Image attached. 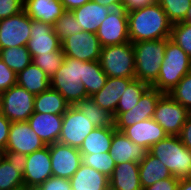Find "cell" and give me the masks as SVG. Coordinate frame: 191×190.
<instances>
[{
  "label": "cell",
  "instance_id": "obj_1",
  "mask_svg": "<svg viewBox=\"0 0 191 190\" xmlns=\"http://www.w3.org/2000/svg\"><path fill=\"white\" fill-rule=\"evenodd\" d=\"M127 16L131 43L171 37L173 24L159 3L131 11Z\"/></svg>",
  "mask_w": 191,
  "mask_h": 190
},
{
  "label": "cell",
  "instance_id": "obj_2",
  "mask_svg": "<svg viewBox=\"0 0 191 190\" xmlns=\"http://www.w3.org/2000/svg\"><path fill=\"white\" fill-rule=\"evenodd\" d=\"M171 38L132 43L135 58V79L151 86L158 78L165 57V48Z\"/></svg>",
  "mask_w": 191,
  "mask_h": 190
},
{
  "label": "cell",
  "instance_id": "obj_3",
  "mask_svg": "<svg viewBox=\"0 0 191 190\" xmlns=\"http://www.w3.org/2000/svg\"><path fill=\"white\" fill-rule=\"evenodd\" d=\"M190 72L191 58L170 39L158 78L151 86L162 93H169Z\"/></svg>",
  "mask_w": 191,
  "mask_h": 190
},
{
  "label": "cell",
  "instance_id": "obj_4",
  "mask_svg": "<svg viewBox=\"0 0 191 190\" xmlns=\"http://www.w3.org/2000/svg\"><path fill=\"white\" fill-rule=\"evenodd\" d=\"M148 152L160 159L174 177L191 178V150L183 145L179 136L168 135Z\"/></svg>",
  "mask_w": 191,
  "mask_h": 190
},
{
  "label": "cell",
  "instance_id": "obj_5",
  "mask_svg": "<svg viewBox=\"0 0 191 190\" xmlns=\"http://www.w3.org/2000/svg\"><path fill=\"white\" fill-rule=\"evenodd\" d=\"M84 61L65 57L64 63L50 79V87L58 91L69 105L89 98L82 85Z\"/></svg>",
  "mask_w": 191,
  "mask_h": 190
},
{
  "label": "cell",
  "instance_id": "obj_6",
  "mask_svg": "<svg viewBox=\"0 0 191 190\" xmlns=\"http://www.w3.org/2000/svg\"><path fill=\"white\" fill-rule=\"evenodd\" d=\"M100 65L108 77L135 79V58L132 43L104 46Z\"/></svg>",
  "mask_w": 191,
  "mask_h": 190
},
{
  "label": "cell",
  "instance_id": "obj_7",
  "mask_svg": "<svg viewBox=\"0 0 191 190\" xmlns=\"http://www.w3.org/2000/svg\"><path fill=\"white\" fill-rule=\"evenodd\" d=\"M190 111L175 101L168 93H163L156 105L153 119L170 136H179Z\"/></svg>",
  "mask_w": 191,
  "mask_h": 190
},
{
  "label": "cell",
  "instance_id": "obj_8",
  "mask_svg": "<svg viewBox=\"0 0 191 190\" xmlns=\"http://www.w3.org/2000/svg\"><path fill=\"white\" fill-rule=\"evenodd\" d=\"M34 99L35 95L16 84L2 93V114L10 122L28 121L34 113Z\"/></svg>",
  "mask_w": 191,
  "mask_h": 190
},
{
  "label": "cell",
  "instance_id": "obj_9",
  "mask_svg": "<svg viewBox=\"0 0 191 190\" xmlns=\"http://www.w3.org/2000/svg\"><path fill=\"white\" fill-rule=\"evenodd\" d=\"M45 146L27 121L11 122L5 154L22 158Z\"/></svg>",
  "mask_w": 191,
  "mask_h": 190
},
{
  "label": "cell",
  "instance_id": "obj_10",
  "mask_svg": "<svg viewBox=\"0 0 191 190\" xmlns=\"http://www.w3.org/2000/svg\"><path fill=\"white\" fill-rule=\"evenodd\" d=\"M94 129L95 126L90 120L75 105H70L63 114V123L58 142L79 149L85 137Z\"/></svg>",
  "mask_w": 191,
  "mask_h": 190
},
{
  "label": "cell",
  "instance_id": "obj_11",
  "mask_svg": "<svg viewBox=\"0 0 191 190\" xmlns=\"http://www.w3.org/2000/svg\"><path fill=\"white\" fill-rule=\"evenodd\" d=\"M32 19L21 13L0 20V49L26 46L31 35Z\"/></svg>",
  "mask_w": 191,
  "mask_h": 190
},
{
  "label": "cell",
  "instance_id": "obj_12",
  "mask_svg": "<svg viewBox=\"0 0 191 190\" xmlns=\"http://www.w3.org/2000/svg\"><path fill=\"white\" fill-rule=\"evenodd\" d=\"M65 57L79 61H99L102 46L95 33L82 31L61 42Z\"/></svg>",
  "mask_w": 191,
  "mask_h": 190
},
{
  "label": "cell",
  "instance_id": "obj_13",
  "mask_svg": "<svg viewBox=\"0 0 191 190\" xmlns=\"http://www.w3.org/2000/svg\"><path fill=\"white\" fill-rule=\"evenodd\" d=\"M163 93L150 86L141 96L138 104L130 111L124 113H115L114 127L122 131L125 127L132 126L137 122L151 119L154 116L156 105Z\"/></svg>",
  "mask_w": 191,
  "mask_h": 190
},
{
  "label": "cell",
  "instance_id": "obj_14",
  "mask_svg": "<svg viewBox=\"0 0 191 190\" xmlns=\"http://www.w3.org/2000/svg\"><path fill=\"white\" fill-rule=\"evenodd\" d=\"M102 47L129 42L127 12L123 8L112 9L96 32Z\"/></svg>",
  "mask_w": 191,
  "mask_h": 190
},
{
  "label": "cell",
  "instance_id": "obj_15",
  "mask_svg": "<svg viewBox=\"0 0 191 190\" xmlns=\"http://www.w3.org/2000/svg\"><path fill=\"white\" fill-rule=\"evenodd\" d=\"M49 153L54 177L70 179L82 164V154L78 148L56 142L49 145Z\"/></svg>",
  "mask_w": 191,
  "mask_h": 190
},
{
  "label": "cell",
  "instance_id": "obj_16",
  "mask_svg": "<svg viewBox=\"0 0 191 190\" xmlns=\"http://www.w3.org/2000/svg\"><path fill=\"white\" fill-rule=\"evenodd\" d=\"M22 159L25 163V170L23 174L24 187H38L48 178L53 176L49 145L22 157Z\"/></svg>",
  "mask_w": 191,
  "mask_h": 190
},
{
  "label": "cell",
  "instance_id": "obj_17",
  "mask_svg": "<svg viewBox=\"0 0 191 190\" xmlns=\"http://www.w3.org/2000/svg\"><path fill=\"white\" fill-rule=\"evenodd\" d=\"M26 47L33 58L61 50V42L54 32L53 25L32 19L31 35Z\"/></svg>",
  "mask_w": 191,
  "mask_h": 190
},
{
  "label": "cell",
  "instance_id": "obj_18",
  "mask_svg": "<svg viewBox=\"0 0 191 190\" xmlns=\"http://www.w3.org/2000/svg\"><path fill=\"white\" fill-rule=\"evenodd\" d=\"M122 132L132 142L141 145L147 150L168 136L163 127L153 118L137 122L129 127H125Z\"/></svg>",
  "mask_w": 191,
  "mask_h": 190
},
{
  "label": "cell",
  "instance_id": "obj_19",
  "mask_svg": "<svg viewBox=\"0 0 191 190\" xmlns=\"http://www.w3.org/2000/svg\"><path fill=\"white\" fill-rule=\"evenodd\" d=\"M147 152V149L132 142L122 131L113 133L109 153L116 165L130 161L140 163Z\"/></svg>",
  "mask_w": 191,
  "mask_h": 190
},
{
  "label": "cell",
  "instance_id": "obj_20",
  "mask_svg": "<svg viewBox=\"0 0 191 190\" xmlns=\"http://www.w3.org/2000/svg\"><path fill=\"white\" fill-rule=\"evenodd\" d=\"M27 122L46 146L58 142L63 115L33 113Z\"/></svg>",
  "mask_w": 191,
  "mask_h": 190
},
{
  "label": "cell",
  "instance_id": "obj_21",
  "mask_svg": "<svg viewBox=\"0 0 191 190\" xmlns=\"http://www.w3.org/2000/svg\"><path fill=\"white\" fill-rule=\"evenodd\" d=\"M25 163L22 158L0 154V190H17L24 187Z\"/></svg>",
  "mask_w": 191,
  "mask_h": 190
},
{
  "label": "cell",
  "instance_id": "obj_22",
  "mask_svg": "<svg viewBox=\"0 0 191 190\" xmlns=\"http://www.w3.org/2000/svg\"><path fill=\"white\" fill-rule=\"evenodd\" d=\"M133 80L134 79L130 78L108 77L104 87L90 98L98 106L106 109L114 115L119 99Z\"/></svg>",
  "mask_w": 191,
  "mask_h": 190
},
{
  "label": "cell",
  "instance_id": "obj_23",
  "mask_svg": "<svg viewBox=\"0 0 191 190\" xmlns=\"http://www.w3.org/2000/svg\"><path fill=\"white\" fill-rule=\"evenodd\" d=\"M24 11L33 20L54 25L66 10L61 0H24Z\"/></svg>",
  "mask_w": 191,
  "mask_h": 190
},
{
  "label": "cell",
  "instance_id": "obj_24",
  "mask_svg": "<svg viewBox=\"0 0 191 190\" xmlns=\"http://www.w3.org/2000/svg\"><path fill=\"white\" fill-rule=\"evenodd\" d=\"M112 9L99 3L89 1L81 7L72 10L76 21L83 31L95 33Z\"/></svg>",
  "mask_w": 191,
  "mask_h": 190
},
{
  "label": "cell",
  "instance_id": "obj_25",
  "mask_svg": "<svg viewBox=\"0 0 191 190\" xmlns=\"http://www.w3.org/2000/svg\"><path fill=\"white\" fill-rule=\"evenodd\" d=\"M109 187L115 190H143L139 178V163L130 161L116 165L109 178Z\"/></svg>",
  "mask_w": 191,
  "mask_h": 190
},
{
  "label": "cell",
  "instance_id": "obj_26",
  "mask_svg": "<svg viewBox=\"0 0 191 190\" xmlns=\"http://www.w3.org/2000/svg\"><path fill=\"white\" fill-rule=\"evenodd\" d=\"M72 190H107L109 178L83 163L69 179Z\"/></svg>",
  "mask_w": 191,
  "mask_h": 190
},
{
  "label": "cell",
  "instance_id": "obj_27",
  "mask_svg": "<svg viewBox=\"0 0 191 190\" xmlns=\"http://www.w3.org/2000/svg\"><path fill=\"white\" fill-rule=\"evenodd\" d=\"M173 175L160 159L154 157L149 152L139 163V178L142 189L153 185L155 182L172 177Z\"/></svg>",
  "mask_w": 191,
  "mask_h": 190
},
{
  "label": "cell",
  "instance_id": "obj_28",
  "mask_svg": "<svg viewBox=\"0 0 191 190\" xmlns=\"http://www.w3.org/2000/svg\"><path fill=\"white\" fill-rule=\"evenodd\" d=\"M16 84L25 88L29 93L38 95L50 87V79L32 62L17 74Z\"/></svg>",
  "mask_w": 191,
  "mask_h": 190
},
{
  "label": "cell",
  "instance_id": "obj_29",
  "mask_svg": "<svg viewBox=\"0 0 191 190\" xmlns=\"http://www.w3.org/2000/svg\"><path fill=\"white\" fill-rule=\"evenodd\" d=\"M69 106L65 98L51 87L35 95L34 113L63 115Z\"/></svg>",
  "mask_w": 191,
  "mask_h": 190
},
{
  "label": "cell",
  "instance_id": "obj_30",
  "mask_svg": "<svg viewBox=\"0 0 191 190\" xmlns=\"http://www.w3.org/2000/svg\"><path fill=\"white\" fill-rule=\"evenodd\" d=\"M115 127H95L83 140L81 154L109 152Z\"/></svg>",
  "mask_w": 191,
  "mask_h": 190
},
{
  "label": "cell",
  "instance_id": "obj_31",
  "mask_svg": "<svg viewBox=\"0 0 191 190\" xmlns=\"http://www.w3.org/2000/svg\"><path fill=\"white\" fill-rule=\"evenodd\" d=\"M95 127H114V116L106 109L98 106L90 97L75 104Z\"/></svg>",
  "mask_w": 191,
  "mask_h": 190
},
{
  "label": "cell",
  "instance_id": "obj_32",
  "mask_svg": "<svg viewBox=\"0 0 191 190\" xmlns=\"http://www.w3.org/2000/svg\"><path fill=\"white\" fill-rule=\"evenodd\" d=\"M107 78L99 61H84L83 80L81 81L88 97L100 91L106 84Z\"/></svg>",
  "mask_w": 191,
  "mask_h": 190
},
{
  "label": "cell",
  "instance_id": "obj_33",
  "mask_svg": "<svg viewBox=\"0 0 191 190\" xmlns=\"http://www.w3.org/2000/svg\"><path fill=\"white\" fill-rule=\"evenodd\" d=\"M0 57L16 75L32 63V57L26 46L0 49Z\"/></svg>",
  "mask_w": 191,
  "mask_h": 190
},
{
  "label": "cell",
  "instance_id": "obj_34",
  "mask_svg": "<svg viewBox=\"0 0 191 190\" xmlns=\"http://www.w3.org/2000/svg\"><path fill=\"white\" fill-rule=\"evenodd\" d=\"M150 86L142 82L138 79H134L125 90L122 97L119 99L116 112L115 113H124L130 111L134 108L138 101L140 100L142 94L149 88Z\"/></svg>",
  "mask_w": 191,
  "mask_h": 190
},
{
  "label": "cell",
  "instance_id": "obj_35",
  "mask_svg": "<svg viewBox=\"0 0 191 190\" xmlns=\"http://www.w3.org/2000/svg\"><path fill=\"white\" fill-rule=\"evenodd\" d=\"M82 163L92 167L108 178L111 177L113 170L116 167L115 161L111 158L109 152L82 154Z\"/></svg>",
  "mask_w": 191,
  "mask_h": 190
},
{
  "label": "cell",
  "instance_id": "obj_36",
  "mask_svg": "<svg viewBox=\"0 0 191 190\" xmlns=\"http://www.w3.org/2000/svg\"><path fill=\"white\" fill-rule=\"evenodd\" d=\"M65 54L63 50H56L45 55L32 58V62L38 66L51 79L64 63Z\"/></svg>",
  "mask_w": 191,
  "mask_h": 190
},
{
  "label": "cell",
  "instance_id": "obj_37",
  "mask_svg": "<svg viewBox=\"0 0 191 190\" xmlns=\"http://www.w3.org/2000/svg\"><path fill=\"white\" fill-rule=\"evenodd\" d=\"M53 29L60 42L72 34L74 35L83 31L72 11H65L54 23Z\"/></svg>",
  "mask_w": 191,
  "mask_h": 190
},
{
  "label": "cell",
  "instance_id": "obj_38",
  "mask_svg": "<svg viewBox=\"0 0 191 190\" xmlns=\"http://www.w3.org/2000/svg\"><path fill=\"white\" fill-rule=\"evenodd\" d=\"M191 0H160L159 5L167 14L172 24L183 22L186 18Z\"/></svg>",
  "mask_w": 191,
  "mask_h": 190
},
{
  "label": "cell",
  "instance_id": "obj_39",
  "mask_svg": "<svg viewBox=\"0 0 191 190\" xmlns=\"http://www.w3.org/2000/svg\"><path fill=\"white\" fill-rule=\"evenodd\" d=\"M170 38L191 58V25L184 22L173 24Z\"/></svg>",
  "mask_w": 191,
  "mask_h": 190
},
{
  "label": "cell",
  "instance_id": "obj_40",
  "mask_svg": "<svg viewBox=\"0 0 191 190\" xmlns=\"http://www.w3.org/2000/svg\"><path fill=\"white\" fill-rule=\"evenodd\" d=\"M168 94L191 112V72L186 74Z\"/></svg>",
  "mask_w": 191,
  "mask_h": 190
},
{
  "label": "cell",
  "instance_id": "obj_41",
  "mask_svg": "<svg viewBox=\"0 0 191 190\" xmlns=\"http://www.w3.org/2000/svg\"><path fill=\"white\" fill-rule=\"evenodd\" d=\"M24 0H0V20L21 13Z\"/></svg>",
  "mask_w": 191,
  "mask_h": 190
},
{
  "label": "cell",
  "instance_id": "obj_42",
  "mask_svg": "<svg viewBox=\"0 0 191 190\" xmlns=\"http://www.w3.org/2000/svg\"><path fill=\"white\" fill-rule=\"evenodd\" d=\"M17 75L11 70L0 57V91L8 90L16 85Z\"/></svg>",
  "mask_w": 191,
  "mask_h": 190
},
{
  "label": "cell",
  "instance_id": "obj_43",
  "mask_svg": "<svg viewBox=\"0 0 191 190\" xmlns=\"http://www.w3.org/2000/svg\"><path fill=\"white\" fill-rule=\"evenodd\" d=\"M37 188L39 190H72L69 179L54 176L48 178Z\"/></svg>",
  "mask_w": 191,
  "mask_h": 190
},
{
  "label": "cell",
  "instance_id": "obj_44",
  "mask_svg": "<svg viewBox=\"0 0 191 190\" xmlns=\"http://www.w3.org/2000/svg\"><path fill=\"white\" fill-rule=\"evenodd\" d=\"M179 181V178L172 176L166 179H161L143 190H177Z\"/></svg>",
  "mask_w": 191,
  "mask_h": 190
},
{
  "label": "cell",
  "instance_id": "obj_45",
  "mask_svg": "<svg viewBox=\"0 0 191 190\" xmlns=\"http://www.w3.org/2000/svg\"><path fill=\"white\" fill-rule=\"evenodd\" d=\"M10 126L11 122L2 113H0V154L5 152Z\"/></svg>",
  "mask_w": 191,
  "mask_h": 190
},
{
  "label": "cell",
  "instance_id": "obj_46",
  "mask_svg": "<svg viewBox=\"0 0 191 190\" xmlns=\"http://www.w3.org/2000/svg\"><path fill=\"white\" fill-rule=\"evenodd\" d=\"M155 3V0H121V8L129 13Z\"/></svg>",
  "mask_w": 191,
  "mask_h": 190
},
{
  "label": "cell",
  "instance_id": "obj_47",
  "mask_svg": "<svg viewBox=\"0 0 191 190\" xmlns=\"http://www.w3.org/2000/svg\"><path fill=\"white\" fill-rule=\"evenodd\" d=\"M179 137L183 145L191 150V112L189 113L187 120L182 127Z\"/></svg>",
  "mask_w": 191,
  "mask_h": 190
},
{
  "label": "cell",
  "instance_id": "obj_48",
  "mask_svg": "<svg viewBox=\"0 0 191 190\" xmlns=\"http://www.w3.org/2000/svg\"><path fill=\"white\" fill-rule=\"evenodd\" d=\"M89 1L91 0H61L66 11H72L73 9L81 7Z\"/></svg>",
  "mask_w": 191,
  "mask_h": 190
},
{
  "label": "cell",
  "instance_id": "obj_49",
  "mask_svg": "<svg viewBox=\"0 0 191 190\" xmlns=\"http://www.w3.org/2000/svg\"><path fill=\"white\" fill-rule=\"evenodd\" d=\"M95 3H99L102 6H107L111 9H116L121 7V0H91Z\"/></svg>",
  "mask_w": 191,
  "mask_h": 190
},
{
  "label": "cell",
  "instance_id": "obj_50",
  "mask_svg": "<svg viewBox=\"0 0 191 190\" xmlns=\"http://www.w3.org/2000/svg\"><path fill=\"white\" fill-rule=\"evenodd\" d=\"M177 190H191V178H181Z\"/></svg>",
  "mask_w": 191,
  "mask_h": 190
},
{
  "label": "cell",
  "instance_id": "obj_51",
  "mask_svg": "<svg viewBox=\"0 0 191 190\" xmlns=\"http://www.w3.org/2000/svg\"><path fill=\"white\" fill-rule=\"evenodd\" d=\"M183 22H184L185 24H187V25H191V4H190V7H189V9H188L186 18H185V20H184Z\"/></svg>",
  "mask_w": 191,
  "mask_h": 190
},
{
  "label": "cell",
  "instance_id": "obj_52",
  "mask_svg": "<svg viewBox=\"0 0 191 190\" xmlns=\"http://www.w3.org/2000/svg\"><path fill=\"white\" fill-rule=\"evenodd\" d=\"M2 91H0V113H2Z\"/></svg>",
  "mask_w": 191,
  "mask_h": 190
},
{
  "label": "cell",
  "instance_id": "obj_53",
  "mask_svg": "<svg viewBox=\"0 0 191 190\" xmlns=\"http://www.w3.org/2000/svg\"><path fill=\"white\" fill-rule=\"evenodd\" d=\"M27 190H39V189L35 187V188H27Z\"/></svg>",
  "mask_w": 191,
  "mask_h": 190
},
{
  "label": "cell",
  "instance_id": "obj_54",
  "mask_svg": "<svg viewBox=\"0 0 191 190\" xmlns=\"http://www.w3.org/2000/svg\"><path fill=\"white\" fill-rule=\"evenodd\" d=\"M17 190H27V188L26 187H22V188H19Z\"/></svg>",
  "mask_w": 191,
  "mask_h": 190
}]
</instances>
